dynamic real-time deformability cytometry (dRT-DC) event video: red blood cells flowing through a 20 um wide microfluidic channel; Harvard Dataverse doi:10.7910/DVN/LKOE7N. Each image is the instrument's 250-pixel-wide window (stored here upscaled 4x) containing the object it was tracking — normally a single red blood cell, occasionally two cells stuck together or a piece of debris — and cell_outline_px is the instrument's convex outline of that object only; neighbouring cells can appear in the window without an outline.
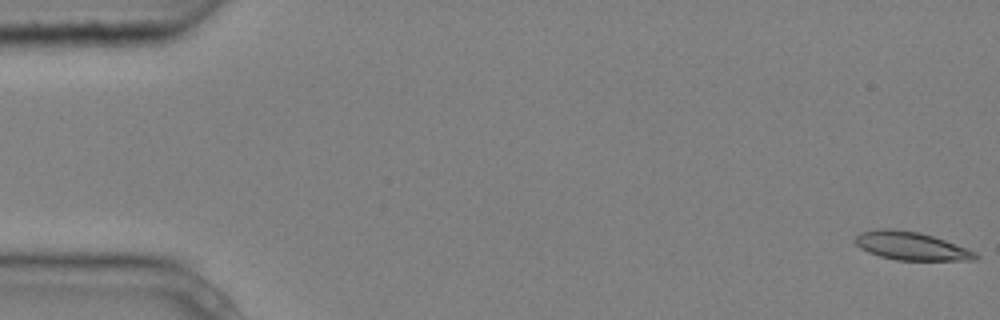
{"species": "common noctule bat (a hibernating species)", "species_latin": "Nyctalus noctula", "temperature_condition": "cold", "stored_images_in_passage": 5, "camera_frame_rate_fps": 3000, "um_per_image_px": 0.085, "animal": {"sex": "male", "body_mass_g": 20.4}, "frame": {"image": 1, "passage_image": 1, "time_ms": 0.0, "image_size_px": [1000, 320], "cell_outline_px": [[980, 256], [976, 260], [896, 260], [880, 256], [868, 252], [860, 248], [856, 244], [856, 236], [860, 232], [876, 228], [892, 228], [920, 232], [944, 240], [976, 252]], "centroid_in_image_um": [77.42, 20.9], "position_along_channel_um": 7.6, "area_um2": 19.77}}
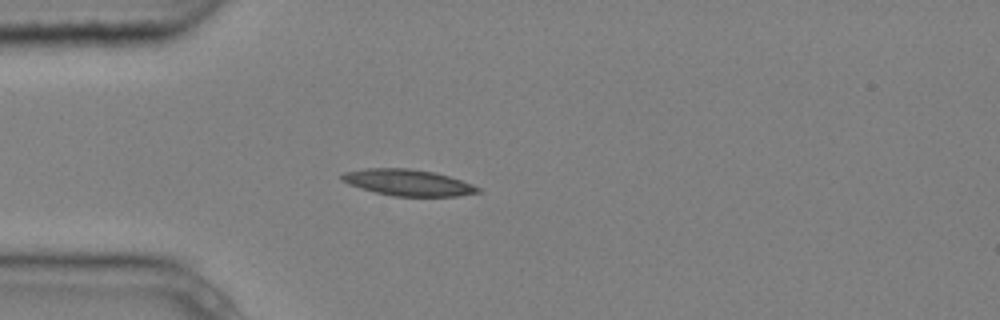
{"frame": {"image": 2, "passage_image": 5, "time_ms": 1.333, "image_size_px": [1000, 320], "cell_outline_px": [[480, 192], [460, 196], [392, 196], [360, 188], [348, 184], [340, 180], [340, 176], [344, 172], [364, 168], [408, 168], [436, 172], [472, 184], [480, 188]], "centroid_in_image_um": [34.65, 15.51], "position_along_channel_um": 50.4, "area_um2": 20.92}}